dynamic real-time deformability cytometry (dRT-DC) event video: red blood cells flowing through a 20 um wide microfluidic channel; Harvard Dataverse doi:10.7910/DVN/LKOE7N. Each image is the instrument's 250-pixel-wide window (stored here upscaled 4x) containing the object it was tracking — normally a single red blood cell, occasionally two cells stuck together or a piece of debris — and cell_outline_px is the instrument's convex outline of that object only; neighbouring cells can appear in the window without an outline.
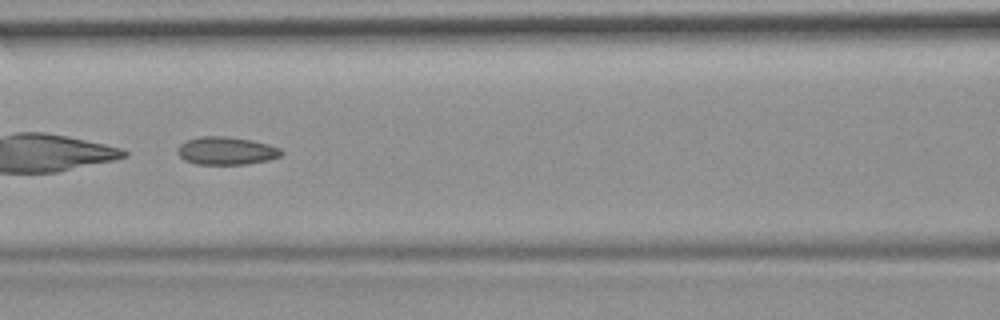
{"species": "common noctule bat (a hibernating species)", "species_latin": "Nyctalus noctula", "temperature_condition": "room temperature", "stored_images_in_passage": 52, "camera_frame_rate_fps": 3000, "um_per_image_px": 0.085, "animal": {"sex": "female", "body_mass_g": 19.9}, "frame": {"image": 1, "passage_image": 23, "time_ms": 7.333, "image_size_px": [1000, 320], "cell_outline_px": [[284, 152], [280, 156], [268, 160], [248, 164], [196, 164], [184, 160], [176, 152], [180, 144], [188, 140], [200, 136], [224, 136], [248, 140], [268, 144], [280, 148]], "centroid_in_image_um": [19.22, 12.82], "position_along_channel_um": 147.4, "area_um2": 16.76}, "authors_computed_cell_mechanics": {"area_um2": 18.0336, "velocity_mm_per_s": 3.6911, "shape_relaxation_time_tau1_ms": null, "shape_relaxation_time_tau2_ms": 2.7447, "deformation_change_tau1": null, "deformation_change_tau2": 0.0936}}